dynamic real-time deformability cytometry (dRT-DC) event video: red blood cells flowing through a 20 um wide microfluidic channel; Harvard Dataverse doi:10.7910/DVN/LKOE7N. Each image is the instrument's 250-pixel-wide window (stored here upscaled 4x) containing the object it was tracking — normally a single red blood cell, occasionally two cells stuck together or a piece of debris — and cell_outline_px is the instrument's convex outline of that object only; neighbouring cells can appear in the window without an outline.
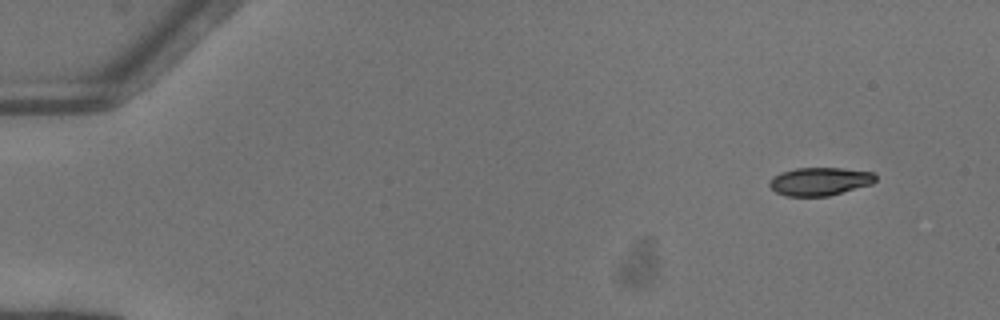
{"species": "common noctule bat (a hibernating species)", "species_latin": "Nyctalus noctula", "temperature_condition": "warm", "stored_images_in_passage": 3, "camera_frame_rate_fps": 3000, "um_per_image_px": 0.085, "animal": {"sex": "female"}, "frame": {"image": 1, "passage_image": 1, "time_ms": 0.0, "image_size_px": [1000, 320], "cell_outline_px": [[876, 180], [872, 184], [828, 196], [788, 196], [776, 192], [768, 184], [772, 176], [780, 172], [796, 168], [840, 168], [872, 172], [876, 176]], "centroid_in_image_um": [69.66, 15.41], "position_along_channel_um": 15.3, "area_um2": 17.34}}